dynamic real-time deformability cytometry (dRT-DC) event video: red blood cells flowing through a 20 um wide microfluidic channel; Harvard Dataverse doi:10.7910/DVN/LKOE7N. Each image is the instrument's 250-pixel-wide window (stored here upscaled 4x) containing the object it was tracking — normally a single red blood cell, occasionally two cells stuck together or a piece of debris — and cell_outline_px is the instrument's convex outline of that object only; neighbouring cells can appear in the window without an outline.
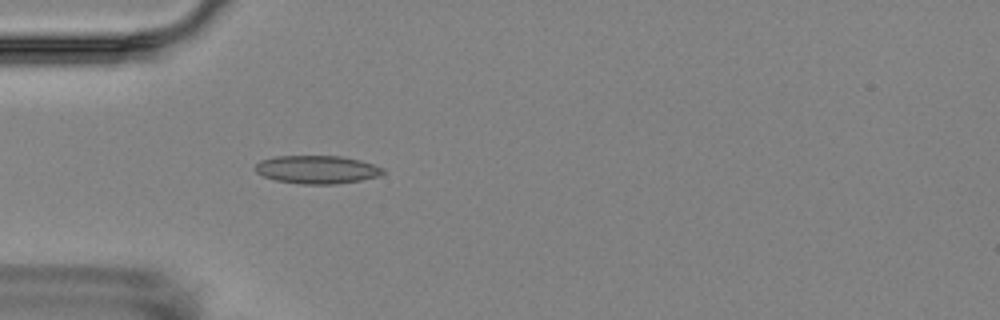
{"species": "Egyptian fruit bat (a non-hibernating species)", "species_latin": "Rousettus aegyptiacus", "temperature_condition": "room temperature", "stored_images_in_passage": 4, "camera_frame_rate_fps": 3000, "um_per_image_px": 0.085, "animal": {"sex": "female"}, "frame": {"image": 1, "passage_image": 4, "time_ms": 3.667, "image_size_px": [1000, 320], "cell_outline_px": [[384, 172], [380, 176], [360, 180], [336, 184], [300, 184], [276, 180], [264, 176], [256, 172], [252, 168], [260, 160], [276, 156], [340, 156], [360, 160], [384, 168]], "centroid_in_image_um": [26.92, 14.41], "position_along_channel_um": 58.1, "area_um2": 20.98}}